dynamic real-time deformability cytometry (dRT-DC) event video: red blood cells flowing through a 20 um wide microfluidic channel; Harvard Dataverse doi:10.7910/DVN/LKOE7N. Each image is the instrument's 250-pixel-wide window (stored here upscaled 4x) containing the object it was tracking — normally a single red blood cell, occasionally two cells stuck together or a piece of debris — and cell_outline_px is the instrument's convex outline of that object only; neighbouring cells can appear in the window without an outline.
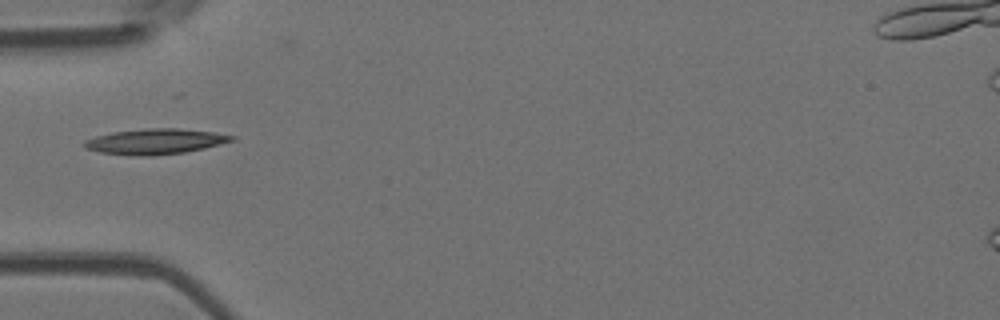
{"species": "Egyptian fruit bat (a non-hibernating species)", "species_latin": "Rousettus aegyptiacus", "temperature_condition": "room temperature", "stored_images_in_passage": 4, "camera_frame_rate_fps": 3000, "um_per_image_px": 0.085, "animal": {"sex": "female"}, "frame": {"image": 1, "passage_image": 1, "time_ms": 0.0, "image_size_px": [1000, 320], "cell_outline_px": [[236, 140], [204, 148], [184, 152], [152, 156], [132, 156], [100, 152], [84, 148], [84, 140], [96, 136], [112, 132], [144, 128], [180, 128], [212, 132], [236, 136]], "centroid_in_image_um": [13.19, 12.02], "position_along_channel_um": 71.8, "area_um2": 21.96}}